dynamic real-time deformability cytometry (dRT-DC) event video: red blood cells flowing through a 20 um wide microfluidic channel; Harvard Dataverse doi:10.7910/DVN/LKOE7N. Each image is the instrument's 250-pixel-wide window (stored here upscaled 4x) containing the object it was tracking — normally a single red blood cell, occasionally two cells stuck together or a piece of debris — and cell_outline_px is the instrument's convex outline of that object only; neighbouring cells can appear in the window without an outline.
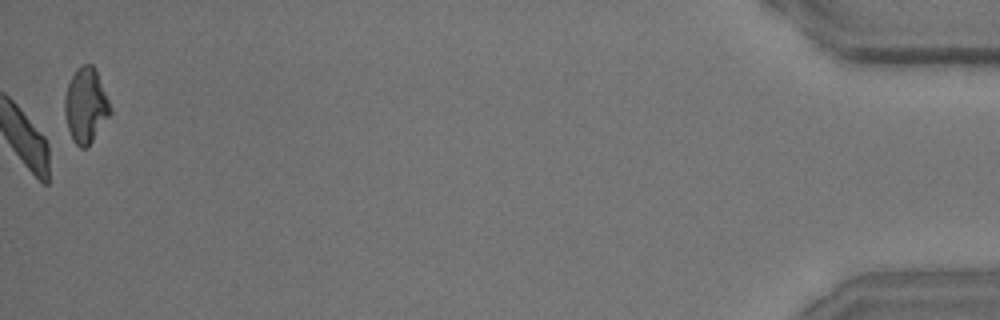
{"species": "common noctule bat (a hibernating species)", "species_latin": "Nyctalus noctula", "temperature_condition": "room temperature", "stored_images_in_passage": 43, "camera_frame_rate_fps": 3000, "um_per_image_px": 0.085, "animal": {"sex": "male", "body_mass_g": 15.6}, "frame": {"image": 1, "passage_image": 43, "time_ms": 14.0, "image_size_px": [1000, 320], "cell_outline_px": [[112, 112], [92, 140], [84, 148], [80, 148], [72, 140], [68, 128], [64, 112], [64, 100], [68, 84], [76, 68], [84, 64], [92, 64], [96, 68], [112, 108]], "centroid_in_image_um": [7.29, 8.93], "position_along_channel_um": 427.9, "area_um2": 19.83}, "authors_computed_cell_mechanics": {"area_um2": 19.5364, "velocity_mm_per_s": 3.606, "shape_relaxation_time_tau1_ms": 7.6568, "shape_relaxation_time_tau2_ms": 2.9405, "deformation_change_tau1": 0.198, "deformation_change_tau2": 0.1092}}